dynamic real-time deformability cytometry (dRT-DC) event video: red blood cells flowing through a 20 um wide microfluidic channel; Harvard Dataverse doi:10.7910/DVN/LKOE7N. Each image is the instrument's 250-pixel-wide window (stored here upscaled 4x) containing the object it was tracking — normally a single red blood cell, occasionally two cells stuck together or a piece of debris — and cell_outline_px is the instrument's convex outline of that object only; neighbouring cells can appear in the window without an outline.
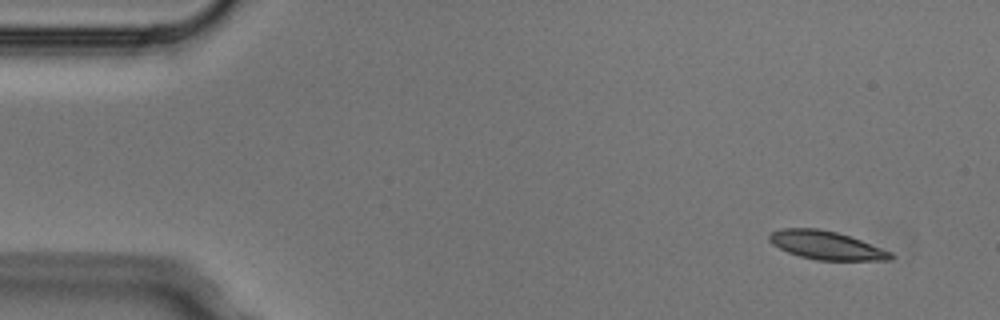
{"species": "Egyptian fruit bat (a non-hibernating species)", "species_latin": "Rousettus aegyptiacus", "temperature_condition": "cold", "stored_images_in_passage": 5, "camera_frame_rate_fps": 3000, "um_per_image_px": 0.085, "animal": {"sex": "male"}, "frame": {"image": 1, "passage_image": 1, "time_ms": 0.0, "image_size_px": [1000, 320], "cell_outline_px": [[896, 256], [892, 260], [816, 260], [800, 256], [788, 252], [772, 244], [768, 240], [768, 236], [772, 232], [780, 228], [816, 228], [836, 232], [860, 240], [892, 252]], "centroid_in_image_um": [70.23, 20.85], "position_along_channel_um": 14.8, "area_um2": 20.0}}
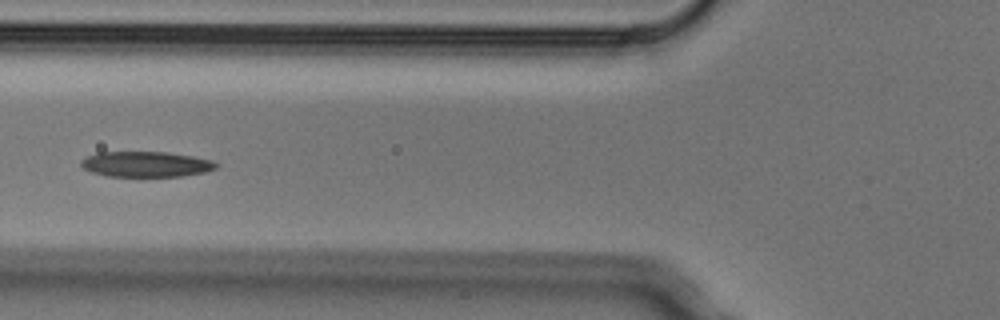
{"frame": {"image": 2, "passage_image": 5, "time_ms": 1.333, "image_size_px": [1000, 320], "cell_outline_px": [[220, 164], [216, 168], [204, 172], [180, 176], [108, 176], [92, 172], [84, 168], [80, 164], [80, 160], [96, 152], [168, 152], [192, 156], [212, 160]], "centroid_in_image_um": [12.41, 13.95], "position_along_channel_um": 113.4, "area_um2": 20.0}}